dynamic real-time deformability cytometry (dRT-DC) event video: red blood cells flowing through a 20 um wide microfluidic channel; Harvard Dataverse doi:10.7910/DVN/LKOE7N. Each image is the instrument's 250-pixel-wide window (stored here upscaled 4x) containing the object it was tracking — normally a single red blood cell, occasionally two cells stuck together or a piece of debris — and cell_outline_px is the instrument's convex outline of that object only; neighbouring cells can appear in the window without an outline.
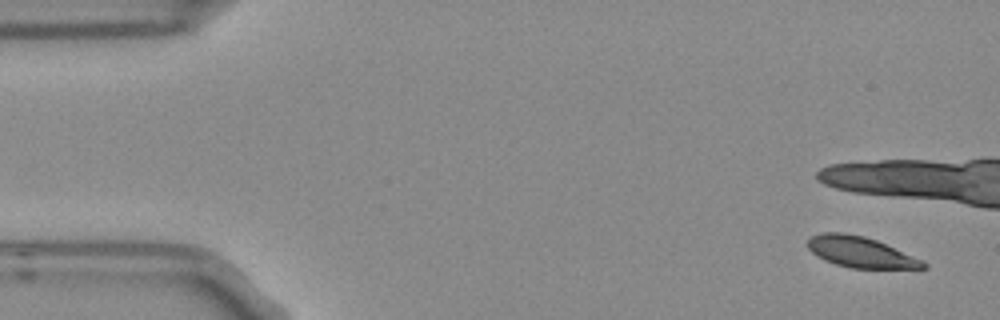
{"species": "Egyptian fruit bat (a non-hibernating species)", "species_latin": "Rousettus aegyptiacus", "temperature_condition": "room temperature", "stored_images_in_passage": 6, "camera_frame_rate_fps": 3000, "um_per_image_px": 0.085, "frame": {"image": 1, "passage_image": 1, "time_ms": 0.0, "image_size_px": [1000, 320], "cell_outline_px": [[928, 268], [852, 268], [836, 264], [824, 260], [816, 256], [808, 248], [808, 236], [824, 232], [844, 232], [864, 236], [876, 240], [924, 260], [928, 264]], "centroid_in_image_um": [73.14, 21.42], "position_along_channel_um": 11.9, "area_um2": 20.81}}